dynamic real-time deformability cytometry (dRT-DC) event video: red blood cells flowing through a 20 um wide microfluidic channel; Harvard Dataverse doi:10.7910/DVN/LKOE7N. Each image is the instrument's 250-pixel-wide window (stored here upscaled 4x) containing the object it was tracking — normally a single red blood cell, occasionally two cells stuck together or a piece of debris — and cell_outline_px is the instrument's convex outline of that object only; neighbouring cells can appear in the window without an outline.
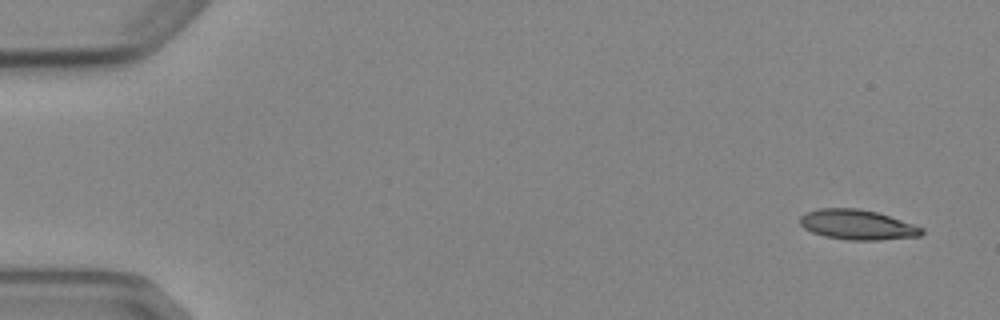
{"species": "Egyptian fruit bat (a non-hibernating species)", "species_latin": "Rousettus aegyptiacus", "temperature_condition": "cold", "stored_images_in_passage": 6, "camera_frame_rate_fps": 3000, "um_per_image_px": 0.085, "animal": {"sex": "female"}, "frame": {"image": 1, "passage_image": 1, "time_ms": 0.0, "image_size_px": [1000, 320], "cell_outline_px": [[924, 232], [920, 236], [876, 240], [848, 240], [824, 236], [812, 232], [804, 228], [800, 224], [800, 216], [808, 212], [820, 208], [856, 208], [876, 212], [924, 228]], "centroid_in_image_um": [72.86, 19.1], "position_along_channel_um": 12.1, "area_um2": 21.04}}
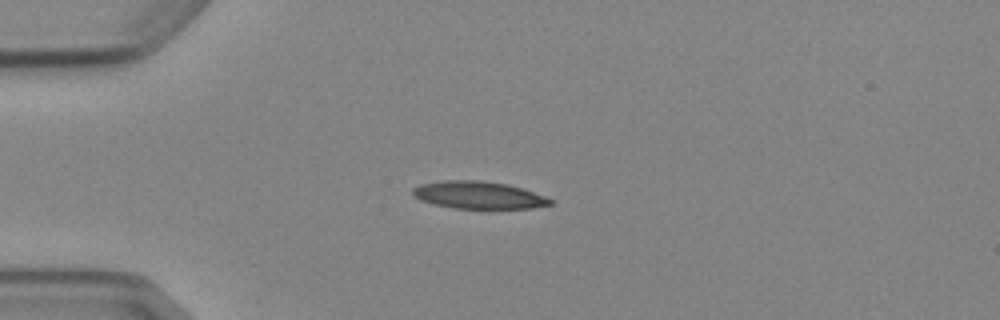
{"frame": {"image": 2, "passage_image": 4, "time_ms": 3.667, "image_size_px": [1000, 320], "cell_outline_px": [[556, 200], [552, 204], [532, 208], [452, 208], [420, 200], [412, 196], [412, 188], [420, 184], [444, 180], [480, 180], [508, 184]], "centroid_in_image_um": [40.65, 16.57], "position_along_channel_um": 44.3, "area_um2": 21.91}}
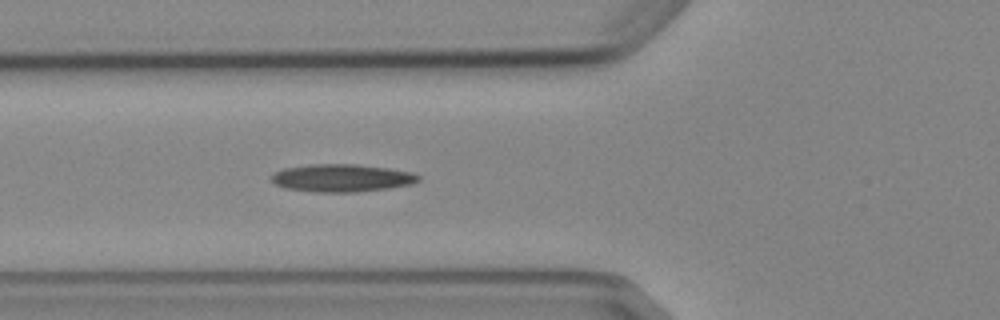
{"frame": {"image": 3, "passage_image": 6, "time_ms": 5.667, "image_size_px": [1000, 320], "cell_outline_px": [[420, 180], [412, 184], [388, 188], [356, 192], [316, 192], [284, 188], [276, 184], [272, 180], [272, 176], [276, 172], [284, 168], [312, 164], [356, 164], [388, 168], [412, 172], [420, 176]], "centroid_in_image_um": [29.08, 15.13], "position_along_channel_um": 96.7, "area_um2": 23.64}}